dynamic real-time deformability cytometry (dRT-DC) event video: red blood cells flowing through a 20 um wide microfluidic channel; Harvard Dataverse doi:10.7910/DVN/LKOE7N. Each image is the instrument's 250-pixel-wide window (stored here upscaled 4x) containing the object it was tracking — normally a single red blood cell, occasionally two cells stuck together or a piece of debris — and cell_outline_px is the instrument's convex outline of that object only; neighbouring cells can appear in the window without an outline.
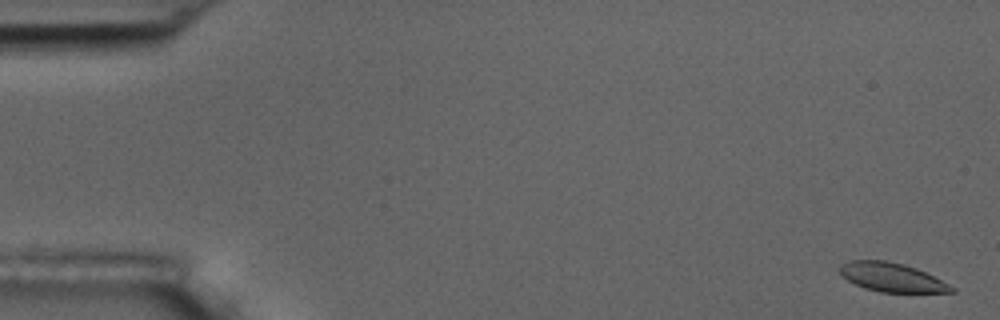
{"species": "common noctule bat (a hibernating species)", "species_latin": "Nyctalus noctula", "temperature_condition": "room temperature", "stored_images_in_passage": 5, "camera_frame_rate_fps": 3000, "um_per_image_px": 0.085, "animal": {"sex": "male", "body_mass_g": 17.5, "forearm_length_mm": 52.3}, "frame": {"image": 1, "passage_image": 1, "time_ms": 0.0, "image_size_px": [1000, 320], "cell_outline_px": [[956, 292], [880, 292], [864, 288], [848, 280], [840, 272], [840, 264], [852, 260], [884, 260], [904, 264], [916, 268], [956, 288]], "centroid_in_image_um": [75.79, 23.57], "position_along_channel_um": 9.2, "area_um2": 18.55}}
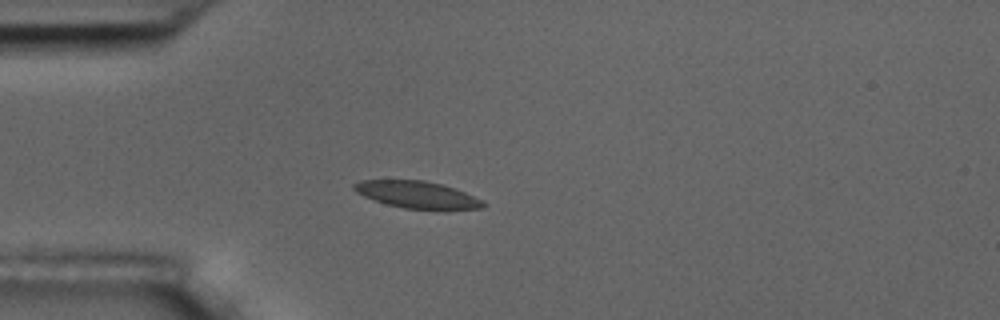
{"frame": {"image": 2, "passage_image": 5, "time_ms": 4.667, "image_size_px": [1000, 320], "cell_outline_px": [[488, 204], [484, 208], [444, 212], [404, 208], [388, 204], [364, 196], [356, 192], [352, 188], [352, 184], [360, 180], [424, 180], [456, 188]], "centroid_in_image_um": [35.53, 16.59], "position_along_channel_um": 49.5, "area_um2": 20.92}}